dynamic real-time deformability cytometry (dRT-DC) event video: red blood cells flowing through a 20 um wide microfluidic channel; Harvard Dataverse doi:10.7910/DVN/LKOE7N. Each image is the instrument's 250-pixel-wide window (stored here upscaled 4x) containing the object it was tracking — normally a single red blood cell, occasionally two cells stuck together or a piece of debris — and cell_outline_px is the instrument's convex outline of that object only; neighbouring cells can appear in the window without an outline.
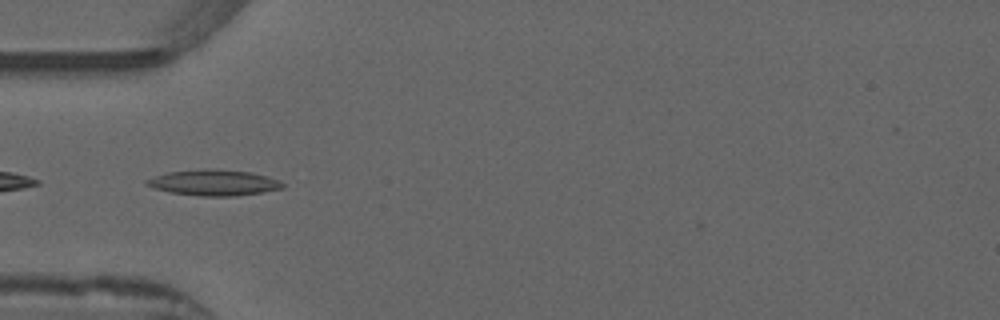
{"species": "common noctule bat (a hibernating species)", "species_latin": "Nyctalus noctula", "temperature_condition": "warm", "stored_images_in_passage": 52, "camera_frame_rate_fps": 3000, "um_per_image_px": 0.085, "animal": {"sex": "male", "forearm_length_mm": 52.5}, "frame": {"image": 1, "passage_image": 16, "time_ms": 5.0, "image_size_px": [1000, 320], "cell_outline_px": [[284, 188], [260, 192], [232, 196], [200, 196], [172, 192], [152, 188], [144, 184], [144, 180], [168, 172], [204, 168], [216, 168], [248, 172], [280, 180], [284, 184]], "centroid_in_image_um": [18.13, 15.51], "position_along_channel_um": 66.9, "area_um2": 20.4}, "authors_computed_cell_mechanics": {"area_um2": 17.8313, "velocity_mm_per_s": 3.8945, "shape_relaxation_time_tau1_ms": null, "shape_relaxation_time_tau2_ms": 4.5186, "deformation_change_tau1": null, "deformation_change_tau2": 0.1262}}